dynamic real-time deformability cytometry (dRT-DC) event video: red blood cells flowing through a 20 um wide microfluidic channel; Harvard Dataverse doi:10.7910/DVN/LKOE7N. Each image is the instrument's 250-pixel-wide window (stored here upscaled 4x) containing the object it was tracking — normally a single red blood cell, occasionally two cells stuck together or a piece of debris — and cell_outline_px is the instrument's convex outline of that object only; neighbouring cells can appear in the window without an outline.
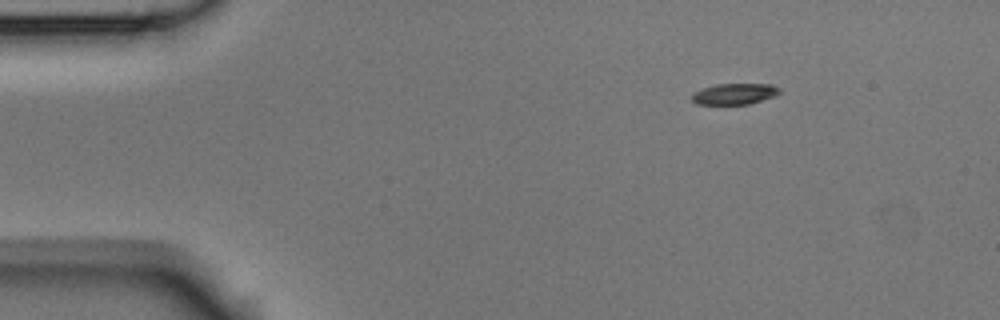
{"species": "Egyptian fruit bat (a non-hibernating species)", "species_latin": "Rousettus aegyptiacus", "temperature_condition": "room temperature", "stored_images_in_passage": 4, "camera_frame_rate_fps": 3000, "um_per_image_px": 0.085, "animal": {"sex": "male"}, "frame": {"image": 1, "passage_image": 1, "time_ms": 0.0, "image_size_px": [1000, 320], "cell_outline_px": [[780, 92], [776, 96], [748, 104], [696, 104], [692, 100], [692, 92], [700, 88], [716, 84], [772, 84], [780, 88]], "centroid_in_image_um": [62.42, 7.97], "position_along_channel_um": 22.6, "area_um2": 10.87}}
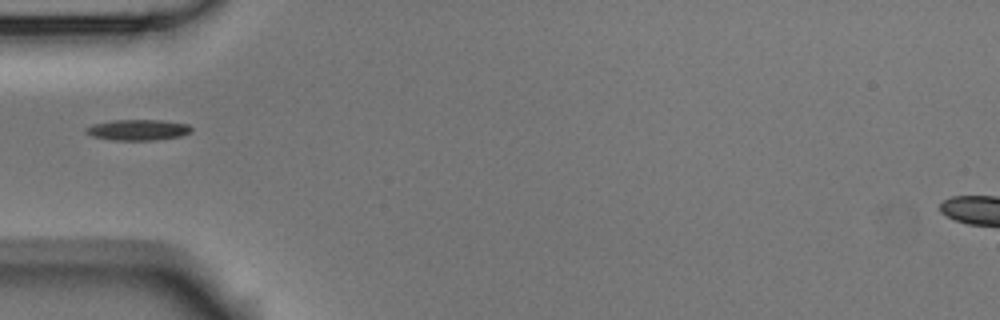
{"frame": {"image": 2, "passage_image": 4, "time_ms": 1.0, "image_size_px": [1000, 320], "cell_outline_px": [[192, 128], [188, 132], [180, 136], [152, 140], [116, 140], [92, 136], [84, 132], [84, 128], [92, 124], [112, 120], [160, 120], [188, 124]], "centroid_in_image_um": [11.66, 11.03], "position_along_channel_um": 73.3, "area_um2": 12.66}}